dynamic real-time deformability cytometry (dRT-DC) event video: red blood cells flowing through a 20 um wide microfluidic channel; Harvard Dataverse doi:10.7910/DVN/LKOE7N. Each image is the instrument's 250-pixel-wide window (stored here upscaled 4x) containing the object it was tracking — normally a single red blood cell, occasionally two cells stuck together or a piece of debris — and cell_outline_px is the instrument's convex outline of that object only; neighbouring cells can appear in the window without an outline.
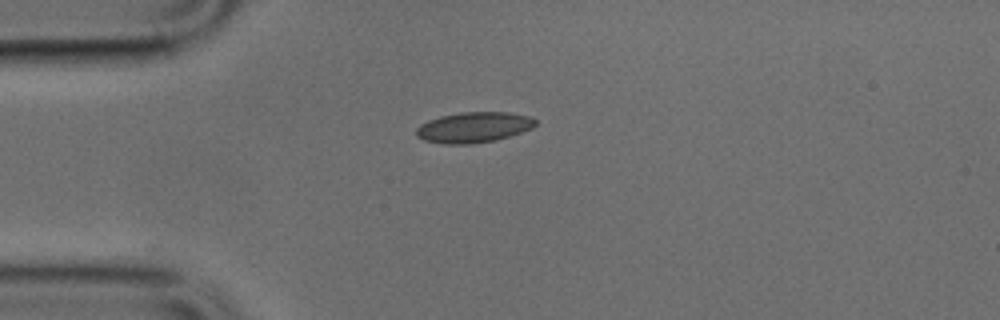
{"species": "common noctule bat (a hibernating species)", "species_latin": "Nyctalus noctula", "temperature_condition": "cold", "stored_images_in_passage": 33, "camera_frame_rate_fps": 3000, "um_per_image_px": 0.085, "animal": {"sex": "male", "body_mass_g": 17.9, "forearm_length_mm": 54.2}, "frame": {"image": 1, "passage_image": 1, "time_ms": 0.0, "image_size_px": [1000, 320], "cell_outline_px": [[536, 124], [532, 128], [496, 140], [472, 144], [444, 144], [424, 140], [416, 136], [416, 128], [420, 124], [428, 120], [440, 116], [460, 112], [508, 112], [528, 116], [536, 120]], "centroid_in_image_um": [40.23, 10.82], "position_along_channel_um": 44.8, "area_um2": 21.21}}
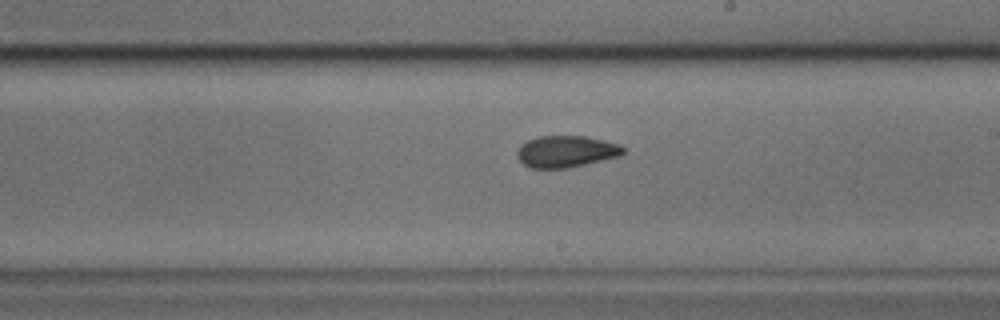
{"frame": {"image": 2, "passage_image": 17, "time_ms": 5.333, "image_size_px": [1000, 320], "cell_outline_px": [[624, 152], [620, 156], [568, 168], [528, 168], [516, 156], [516, 152], [520, 144], [528, 140], [540, 136], [584, 136], [604, 140], [620, 144], [624, 148]], "centroid_in_image_um": [48.1, 12.88], "position_along_channel_um": 240.9, "area_um2": 19.65}}
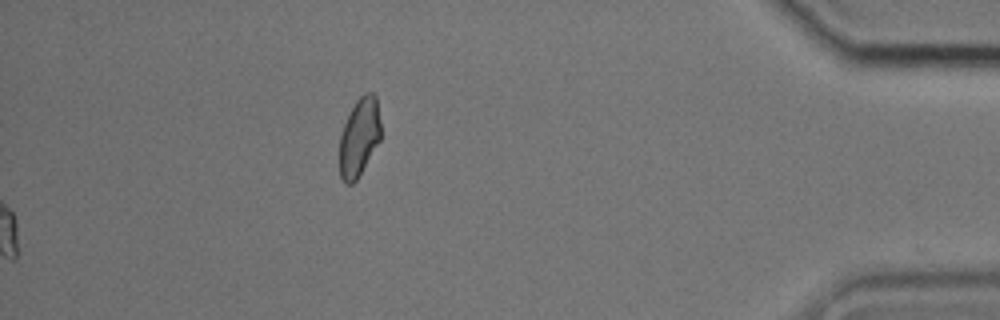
{"frame": {"image": 3, "passage_image": 33, "time_ms": 10.667, "image_size_px": [1000, 320], "cell_outline_px": [[380, 140], [356, 180], [352, 184], [344, 184], [340, 176], [340, 136], [344, 124], [356, 100], [364, 92], [372, 92], [376, 96], [380, 120]], "centroid_in_image_um": [30.53, 11.65], "position_along_channel_um": 404.7, "area_um2": 18.67}}